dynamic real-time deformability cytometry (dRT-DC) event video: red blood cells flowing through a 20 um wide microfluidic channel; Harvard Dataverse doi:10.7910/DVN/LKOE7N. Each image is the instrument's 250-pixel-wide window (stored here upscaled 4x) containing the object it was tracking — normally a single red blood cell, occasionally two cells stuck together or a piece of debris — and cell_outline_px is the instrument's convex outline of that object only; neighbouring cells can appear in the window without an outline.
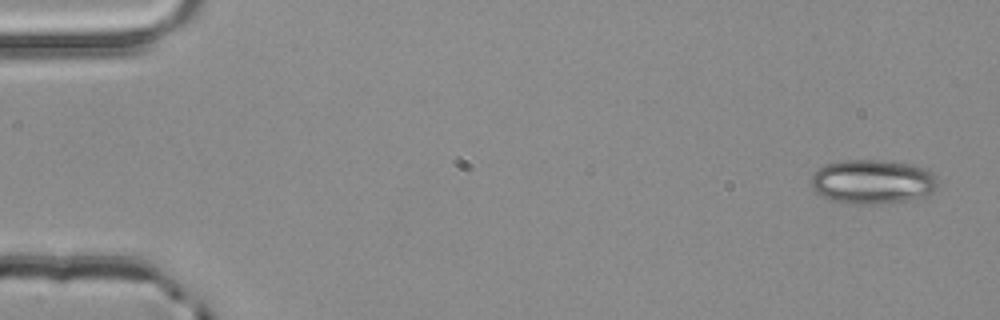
{"species": "common noctule bat (a hibernating species)", "species_latin": "Nyctalus noctula", "temperature_condition": "room temperature", "stored_images_in_passage": 4, "camera_frame_rate_fps": 3000, "um_per_image_px": 0.085, "animal": {"sex": "male", "body_mass_g": 20.4}, "frame": {"image": 1, "passage_image": 1, "time_ms": 0.0, "image_size_px": [1000, 320], "cell_outline_px": [[936, 188], [928, 196], [908, 200], [876, 204], [848, 204], [832, 200], [816, 192], [812, 188], [812, 172], [816, 168], [824, 164], [840, 160], [892, 160], [916, 164], [928, 168], [936, 176]], "centroid_in_image_um": [74.19, 15.42], "position_along_channel_um": 10.8, "area_um2": 33.41}}